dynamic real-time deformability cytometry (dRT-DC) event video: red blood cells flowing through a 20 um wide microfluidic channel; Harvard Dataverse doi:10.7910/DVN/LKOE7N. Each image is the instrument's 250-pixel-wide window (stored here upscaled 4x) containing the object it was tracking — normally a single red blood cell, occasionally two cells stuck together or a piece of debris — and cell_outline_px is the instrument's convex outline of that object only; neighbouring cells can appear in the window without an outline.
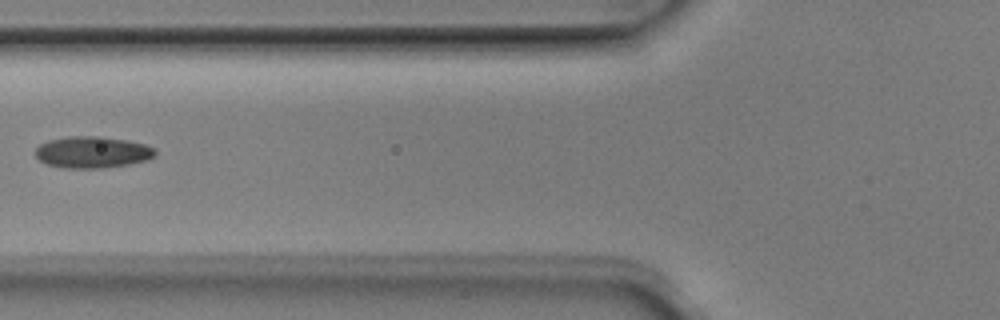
{"species": "Egyptian fruit bat (a non-hibernating species)", "species_latin": "Rousettus aegyptiacus", "temperature_condition": "room temperature", "stored_images_in_passage": 4, "camera_frame_rate_fps": 3000, "um_per_image_px": 0.085, "animal": {"sex": "male"}, "frame": {"image": 1, "passage_image": 4, "time_ms": 1.0, "image_size_px": [1000, 320], "cell_outline_px": [[156, 156], [148, 160], [128, 164], [104, 168], [64, 168], [48, 164], [40, 160], [36, 156], [36, 148], [40, 144], [48, 140], [68, 136], [104, 136], [128, 140], [144, 144], [156, 148]], "centroid_in_image_um": [7.89, 12.93], "position_along_channel_um": 117.9, "area_um2": 22.25}}